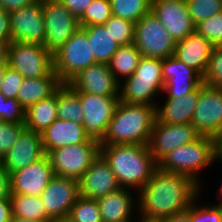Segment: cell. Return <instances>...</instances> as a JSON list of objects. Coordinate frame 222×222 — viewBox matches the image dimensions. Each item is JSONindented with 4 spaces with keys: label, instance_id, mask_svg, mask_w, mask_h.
<instances>
[{
    "label": "cell",
    "instance_id": "obj_1",
    "mask_svg": "<svg viewBox=\"0 0 222 222\" xmlns=\"http://www.w3.org/2000/svg\"><path fill=\"white\" fill-rule=\"evenodd\" d=\"M200 186L183 174L164 172L158 168L139 190L134 202L142 222H156L187 210L199 195ZM140 203V204H139Z\"/></svg>",
    "mask_w": 222,
    "mask_h": 222
},
{
    "label": "cell",
    "instance_id": "obj_2",
    "mask_svg": "<svg viewBox=\"0 0 222 222\" xmlns=\"http://www.w3.org/2000/svg\"><path fill=\"white\" fill-rule=\"evenodd\" d=\"M100 154L108 162L121 187L139 191L157 169L148 145H100Z\"/></svg>",
    "mask_w": 222,
    "mask_h": 222
},
{
    "label": "cell",
    "instance_id": "obj_3",
    "mask_svg": "<svg viewBox=\"0 0 222 222\" xmlns=\"http://www.w3.org/2000/svg\"><path fill=\"white\" fill-rule=\"evenodd\" d=\"M156 106L128 104L119 101L100 145H148L154 122Z\"/></svg>",
    "mask_w": 222,
    "mask_h": 222
},
{
    "label": "cell",
    "instance_id": "obj_4",
    "mask_svg": "<svg viewBox=\"0 0 222 222\" xmlns=\"http://www.w3.org/2000/svg\"><path fill=\"white\" fill-rule=\"evenodd\" d=\"M214 161V138L201 136L196 141L167 153L157 162V168L164 172L187 175L201 186L199 171Z\"/></svg>",
    "mask_w": 222,
    "mask_h": 222
},
{
    "label": "cell",
    "instance_id": "obj_5",
    "mask_svg": "<svg viewBox=\"0 0 222 222\" xmlns=\"http://www.w3.org/2000/svg\"><path fill=\"white\" fill-rule=\"evenodd\" d=\"M163 59L142 57L134 73L119 86V99L128 104L155 105L154 95L163 92ZM154 102V103H153Z\"/></svg>",
    "mask_w": 222,
    "mask_h": 222
},
{
    "label": "cell",
    "instance_id": "obj_6",
    "mask_svg": "<svg viewBox=\"0 0 222 222\" xmlns=\"http://www.w3.org/2000/svg\"><path fill=\"white\" fill-rule=\"evenodd\" d=\"M54 72L62 83H68L81 70L96 63L87 34L80 28L53 53Z\"/></svg>",
    "mask_w": 222,
    "mask_h": 222
},
{
    "label": "cell",
    "instance_id": "obj_7",
    "mask_svg": "<svg viewBox=\"0 0 222 222\" xmlns=\"http://www.w3.org/2000/svg\"><path fill=\"white\" fill-rule=\"evenodd\" d=\"M99 154V141L90 137L85 143L51 150L46 155L54 175L78 180Z\"/></svg>",
    "mask_w": 222,
    "mask_h": 222
},
{
    "label": "cell",
    "instance_id": "obj_8",
    "mask_svg": "<svg viewBox=\"0 0 222 222\" xmlns=\"http://www.w3.org/2000/svg\"><path fill=\"white\" fill-rule=\"evenodd\" d=\"M7 63L24 78L34 79L54 73L53 53L40 44L11 42Z\"/></svg>",
    "mask_w": 222,
    "mask_h": 222
},
{
    "label": "cell",
    "instance_id": "obj_9",
    "mask_svg": "<svg viewBox=\"0 0 222 222\" xmlns=\"http://www.w3.org/2000/svg\"><path fill=\"white\" fill-rule=\"evenodd\" d=\"M135 47L142 57L165 59L174 55L176 42L150 11L135 23Z\"/></svg>",
    "mask_w": 222,
    "mask_h": 222
},
{
    "label": "cell",
    "instance_id": "obj_10",
    "mask_svg": "<svg viewBox=\"0 0 222 222\" xmlns=\"http://www.w3.org/2000/svg\"><path fill=\"white\" fill-rule=\"evenodd\" d=\"M44 47L54 53L80 29L79 20L59 0H42Z\"/></svg>",
    "mask_w": 222,
    "mask_h": 222
},
{
    "label": "cell",
    "instance_id": "obj_11",
    "mask_svg": "<svg viewBox=\"0 0 222 222\" xmlns=\"http://www.w3.org/2000/svg\"><path fill=\"white\" fill-rule=\"evenodd\" d=\"M191 124L201 136L215 138L222 131V88L200 85Z\"/></svg>",
    "mask_w": 222,
    "mask_h": 222
},
{
    "label": "cell",
    "instance_id": "obj_12",
    "mask_svg": "<svg viewBox=\"0 0 222 222\" xmlns=\"http://www.w3.org/2000/svg\"><path fill=\"white\" fill-rule=\"evenodd\" d=\"M201 135L192 124H166L154 122L148 148L154 160L158 162L167 153L185 144L199 139Z\"/></svg>",
    "mask_w": 222,
    "mask_h": 222
},
{
    "label": "cell",
    "instance_id": "obj_13",
    "mask_svg": "<svg viewBox=\"0 0 222 222\" xmlns=\"http://www.w3.org/2000/svg\"><path fill=\"white\" fill-rule=\"evenodd\" d=\"M119 101V97L80 93V104L84 114L82 125L91 138L98 141L103 138Z\"/></svg>",
    "mask_w": 222,
    "mask_h": 222
},
{
    "label": "cell",
    "instance_id": "obj_14",
    "mask_svg": "<svg viewBox=\"0 0 222 222\" xmlns=\"http://www.w3.org/2000/svg\"><path fill=\"white\" fill-rule=\"evenodd\" d=\"M10 28L12 42L44 45L46 28L42 0L10 12Z\"/></svg>",
    "mask_w": 222,
    "mask_h": 222
},
{
    "label": "cell",
    "instance_id": "obj_15",
    "mask_svg": "<svg viewBox=\"0 0 222 222\" xmlns=\"http://www.w3.org/2000/svg\"><path fill=\"white\" fill-rule=\"evenodd\" d=\"M79 196L78 180L56 175L40 194L45 212L51 220L68 217Z\"/></svg>",
    "mask_w": 222,
    "mask_h": 222
},
{
    "label": "cell",
    "instance_id": "obj_16",
    "mask_svg": "<svg viewBox=\"0 0 222 222\" xmlns=\"http://www.w3.org/2000/svg\"><path fill=\"white\" fill-rule=\"evenodd\" d=\"M151 12L177 43L195 32L185 1L152 0Z\"/></svg>",
    "mask_w": 222,
    "mask_h": 222
},
{
    "label": "cell",
    "instance_id": "obj_17",
    "mask_svg": "<svg viewBox=\"0 0 222 222\" xmlns=\"http://www.w3.org/2000/svg\"><path fill=\"white\" fill-rule=\"evenodd\" d=\"M68 84L77 92L106 97H119L120 83L108 64L95 63L81 70Z\"/></svg>",
    "mask_w": 222,
    "mask_h": 222
},
{
    "label": "cell",
    "instance_id": "obj_18",
    "mask_svg": "<svg viewBox=\"0 0 222 222\" xmlns=\"http://www.w3.org/2000/svg\"><path fill=\"white\" fill-rule=\"evenodd\" d=\"M162 78L165 82L163 93L167 98L184 97L202 83V76L174 56L163 59Z\"/></svg>",
    "mask_w": 222,
    "mask_h": 222
},
{
    "label": "cell",
    "instance_id": "obj_19",
    "mask_svg": "<svg viewBox=\"0 0 222 222\" xmlns=\"http://www.w3.org/2000/svg\"><path fill=\"white\" fill-rule=\"evenodd\" d=\"M78 187L80 196L98 200L121 186L108 162L99 154L78 179Z\"/></svg>",
    "mask_w": 222,
    "mask_h": 222
},
{
    "label": "cell",
    "instance_id": "obj_20",
    "mask_svg": "<svg viewBox=\"0 0 222 222\" xmlns=\"http://www.w3.org/2000/svg\"><path fill=\"white\" fill-rule=\"evenodd\" d=\"M54 176L49 158L45 155L10 175L11 194L39 196Z\"/></svg>",
    "mask_w": 222,
    "mask_h": 222
},
{
    "label": "cell",
    "instance_id": "obj_21",
    "mask_svg": "<svg viewBox=\"0 0 222 222\" xmlns=\"http://www.w3.org/2000/svg\"><path fill=\"white\" fill-rule=\"evenodd\" d=\"M42 134L25 129L18 141L0 161L3 168L11 175L14 171L23 169L45 156Z\"/></svg>",
    "mask_w": 222,
    "mask_h": 222
},
{
    "label": "cell",
    "instance_id": "obj_22",
    "mask_svg": "<svg viewBox=\"0 0 222 222\" xmlns=\"http://www.w3.org/2000/svg\"><path fill=\"white\" fill-rule=\"evenodd\" d=\"M213 49L214 46L195 31L176 43L173 56L203 77Z\"/></svg>",
    "mask_w": 222,
    "mask_h": 222
},
{
    "label": "cell",
    "instance_id": "obj_23",
    "mask_svg": "<svg viewBox=\"0 0 222 222\" xmlns=\"http://www.w3.org/2000/svg\"><path fill=\"white\" fill-rule=\"evenodd\" d=\"M89 138L82 124L59 118L42 133L45 154L65 146L85 143Z\"/></svg>",
    "mask_w": 222,
    "mask_h": 222
},
{
    "label": "cell",
    "instance_id": "obj_24",
    "mask_svg": "<svg viewBox=\"0 0 222 222\" xmlns=\"http://www.w3.org/2000/svg\"><path fill=\"white\" fill-rule=\"evenodd\" d=\"M199 96L200 86L184 97L167 98L164 105L156 106V119L166 124H191Z\"/></svg>",
    "mask_w": 222,
    "mask_h": 222
},
{
    "label": "cell",
    "instance_id": "obj_25",
    "mask_svg": "<svg viewBox=\"0 0 222 222\" xmlns=\"http://www.w3.org/2000/svg\"><path fill=\"white\" fill-rule=\"evenodd\" d=\"M129 188L120 187L97 200L103 222L130 221L135 211L134 197ZM134 208V210H133Z\"/></svg>",
    "mask_w": 222,
    "mask_h": 222
},
{
    "label": "cell",
    "instance_id": "obj_26",
    "mask_svg": "<svg viewBox=\"0 0 222 222\" xmlns=\"http://www.w3.org/2000/svg\"><path fill=\"white\" fill-rule=\"evenodd\" d=\"M62 84L55 72L40 78H24L17 93V100L26 110L53 95Z\"/></svg>",
    "mask_w": 222,
    "mask_h": 222
},
{
    "label": "cell",
    "instance_id": "obj_27",
    "mask_svg": "<svg viewBox=\"0 0 222 222\" xmlns=\"http://www.w3.org/2000/svg\"><path fill=\"white\" fill-rule=\"evenodd\" d=\"M57 119V91L25 110L26 129L43 133Z\"/></svg>",
    "mask_w": 222,
    "mask_h": 222
},
{
    "label": "cell",
    "instance_id": "obj_28",
    "mask_svg": "<svg viewBox=\"0 0 222 222\" xmlns=\"http://www.w3.org/2000/svg\"><path fill=\"white\" fill-rule=\"evenodd\" d=\"M80 28L87 34L96 63L108 64L119 48L109 30H106L103 25H90Z\"/></svg>",
    "mask_w": 222,
    "mask_h": 222
},
{
    "label": "cell",
    "instance_id": "obj_29",
    "mask_svg": "<svg viewBox=\"0 0 222 222\" xmlns=\"http://www.w3.org/2000/svg\"><path fill=\"white\" fill-rule=\"evenodd\" d=\"M57 118L83 124L80 92L75 91L68 83H63L57 89Z\"/></svg>",
    "mask_w": 222,
    "mask_h": 222
},
{
    "label": "cell",
    "instance_id": "obj_30",
    "mask_svg": "<svg viewBox=\"0 0 222 222\" xmlns=\"http://www.w3.org/2000/svg\"><path fill=\"white\" fill-rule=\"evenodd\" d=\"M142 55L134 43L119 46L108 63L110 71L116 80L120 82L119 75L124 79L130 77L136 70Z\"/></svg>",
    "mask_w": 222,
    "mask_h": 222
},
{
    "label": "cell",
    "instance_id": "obj_31",
    "mask_svg": "<svg viewBox=\"0 0 222 222\" xmlns=\"http://www.w3.org/2000/svg\"><path fill=\"white\" fill-rule=\"evenodd\" d=\"M12 217L32 219L36 221H51L39 196L11 194Z\"/></svg>",
    "mask_w": 222,
    "mask_h": 222
},
{
    "label": "cell",
    "instance_id": "obj_32",
    "mask_svg": "<svg viewBox=\"0 0 222 222\" xmlns=\"http://www.w3.org/2000/svg\"><path fill=\"white\" fill-rule=\"evenodd\" d=\"M112 15L138 22L151 11L152 0H110Z\"/></svg>",
    "mask_w": 222,
    "mask_h": 222
},
{
    "label": "cell",
    "instance_id": "obj_33",
    "mask_svg": "<svg viewBox=\"0 0 222 222\" xmlns=\"http://www.w3.org/2000/svg\"><path fill=\"white\" fill-rule=\"evenodd\" d=\"M68 218L72 222H103L97 200L79 196Z\"/></svg>",
    "mask_w": 222,
    "mask_h": 222
},
{
    "label": "cell",
    "instance_id": "obj_34",
    "mask_svg": "<svg viewBox=\"0 0 222 222\" xmlns=\"http://www.w3.org/2000/svg\"><path fill=\"white\" fill-rule=\"evenodd\" d=\"M111 16L110 0H92L90 6L78 20L80 27L104 25Z\"/></svg>",
    "mask_w": 222,
    "mask_h": 222
},
{
    "label": "cell",
    "instance_id": "obj_35",
    "mask_svg": "<svg viewBox=\"0 0 222 222\" xmlns=\"http://www.w3.org/2000/svg\"><path fill=\"white\" fill-rule=\"evenodd\" d=\"M194 25L222 12V0H186Z\"/></svg>",
    "mask_w": 222,
    "mask_h": 222
},
{
    "label": "cell",
    "instance_id": "obj_36",
    "mask_svg": "<svg viewBox=\"0 0 222 222\" xmlns=\"http://www.w3.org/2000/svg\"><path fill=\"white\" fill-rule=\"evenodd\" d=\"M103 26L119 46L133 43L135 23L112 15Z\"/></svg>",
    "mask_w": 222,
    "mask_h": 222
},
{
    "label": "cell",
    "instance_id": "obj_37",
    "mask_svg": "<svg viewBox=\"0 0 222 222\" xmlns=\"http://www.w3.org/2000/svg\"><path fill=\"white\" fill-rule=\"evenodd\" d=\"M195 31L214 47L222 46V12L198 23L195 26Z\"/></svg>",
    "mask_w": 222,
    "mask_h": 222
},
{
    "label": "cell",
    "instance_id": "obj_38",
    "mask_svg": "<svg viewBox=\"0 0 222 222\" xmlns=\"http://www.w3.org/2000/svg\"><path fill=\"white\" fill-rule=\"evenodd\" d=\"M198 197L192 201V204L187 208L189 212V222H222V205L212 204L208 206H198L196 203Z\"/></svg>",
    "mask_w": 222,
    "mask_h": 222
},
{
    "label": "cell",
    "instance_id": "obj_39",
    "mask_svg": "<svg viewBox=\"0 0 222 222\" xmlns=\"http://www.w3.org/2000/svg\"><path fill=\"white\" fill-rule=\"evenodd\" d=\"M202 80L204 84L222 88V46L214 47Z\"/></svg>",
    "mask_w": 222,
    "mask_h": 222
},
{
    "label": "cell",
    "instance_id": "obj_40",
    "mask_svg": "<svg viewBox=\"0 0 222 222\" xmlns=\"http://www.w3.org/2000/svg\"><path fill=\"white\" fill-rule=\"evenodd\" d=\"M0 120L7 123L24 124L25 109L15 98H6L0 93Z\"/></svg>",
    "mask_w": 222,
    "mask_h": 222
},
{
    "label": "cell",
    "instance_id": "obj_41",
    "mask_svg": "<svg viewBox=\"0 0 222 222\" xmlns=\"http://www.w3.org/2000/svg\"><path fill=\"white\" fill-rule=\"evenodd\" d=\"M25 129L24 124L7 123L0 120V161L18 141L20 134Z\"/></svg>",
    "mask_w": 222,
    "mask_h": 222
},
{
    "label": "cell",
    "instance_id": "obj_42",
    "mask_svg": "<svg viewBox=\"0 0 222 222\" xmlns=\"http://www.w3.org/2000/svg\"><path fill=\"white\" fill-rule=\"evenodd\" d=\"M23 79L24 77L19 72L8 66L4 74L2 86L0 87V93L6 98L17 99V93Z\"/></svg>",
    "mask_w": 222,
    "mask_h": 222
},
{
    "label": "cell",
    "instance_id": "obj_43",
    "mask_svg": "<svg viewBox=\"0 0 222 222\" xmlns=\"http://www.w3.org/2000/svg\"><path fill=\"white\" fill-rule=\"evenodd\" d=\"M0 41L10 44L11 28H10V13L0 7Z\"/></svg>",
    "mask_w": 222,
    "mask_h": 222
},
{
    "label": "cell",
    "instance_id": "obj_44",
    "mask_svg": "<svg viewBox=\"0 0 222 222\" xmlns=\"http://www.w3.org/2000/svg\"><path fill=\"white\" fill-rule=\"evenodd\" d=\"M69 11L79 19L85 10L90 6L92 0H59Z\"/></svg>",
    "mask_w": 222,
    "mask_h": 222
},
{
    "label": "cell",
    "instance_id": "obj_45",
    "mask_svg": "<svg viewBox=\"0 0 222 222\" xmlns=\"http://www.w3.org/2000/svg\"><path fill=\"white\" fill-rule=\"evenodd\" d=\"M11 195L10 174L0 162V199H7Z\"/></svg>",
    "mask_w": 222,
    "mask_h": 222
},
{
    "label": "cell",
    "instance_id": "obj_46",
    "mask_svg": "<svg viewBox=\"0 0 222 222\" xmlns=\"http://www.w3.org/2000/svg\"><path fill=\"white\" fill-rule=\"evenodd\" d=\"M37 0H0V7L7 12L22 9L33 4Z\"/></svg>",
    "mask_w": 222,
    "mask_h": 222
},
{
    "label": "cell",
    "instance_id": "obj_47",
    "mask_svg": "<svg viewBox=\"0 0 222 222\" xmlns=\"http://www.w3.org/2000/svg\"><path fill=\"white\" fill-rule=\"evenodd\" d=\"M12 219V209L10 197L0 199V222H10Z\"/></svg>",
    "mask_w": 222,
    "mask_h": 222
},
{
    "label": "cell",
    "instance_id": "obj_48",
    "mask_svg": "<svg viewBox=\"0 0 222 222\" xmlns=\"http://www.w3.org/2000/svg\"><path fill=\"white\" fill-rule=\"evenodd\" d=\"M156 222H189V212L187 210L162 218Z\"/></svg>",
    "mask_w": 222,
    "mask_h": 222
},
{
    "label": "cell",
    "instance_id": "obj_49",
    "mask_svg": "<svg viewBox=\"0 0 222 222\" xmlns=\"http://www.w3.org/2000/svg\"><path fill=\"white\" fill-rule=\"evenodd\" d=\"M215 161H222V131L214 138Z\"/></svg>",
    "mask_w": 222,
    "mask_h": 222
},
{
    "label": "cell",
    "instance_id": "obj_50",
    "mask_svg": "<svg viewBox=\"0 0 222 222\" xmlns=\"http://www.w3.org/2000/svg\"><path fill=\"white\" fill-rule=\"evenodd\" d=\"M8 46V43L0 41V64L7 63Z\"/></svg>",
    "mask_w": 222,
    "mask_h": 222
},
{
    "label": "cell",
    "instance_id": "obj_51",
    "mask_svg": "<svg viewBox=\"0 0 222 222\" xmlns=\"http://www.w3.org/2000/svg\"><path fill=\"white\" fill-rule=\"evenodd\" d=\"M7 67H8V63H1L0 64V87L2 86V82L4 80V74H5Z\"/></svg>",
    "mask_w": 222,
    "mask_h": 222
},
{
    "label": "cell",
    "instance_id": "obj_52",
    "mask_svg": "<svg viewBox=\"0 0 222 222\" xmlns=\"http://www.w3.org/2000/svg\"><path fill=\"white\" fill-rule=\"evenodd\" d=\"M10 222H51V221H36L32 219H23L19 217H12Z\"/></svg>",
    "mask_w": 222,
    "mask_h": 222
},
{
    "label": "cell",
    "instance_id": "obj_53",
    "mask_svg": "<svg viewBox=\"0 0 222 222\" xmlns=\"http://www.w3.org/2000/svg\"><path fill=\"white\" fill-rule=\"evenodd\" d=\"M51 222H72V221L68 217H66V218L54 219L51 220Z\"/></svg>",
    "mask_w": 222,
    "mask_h": 222
},
{
    "label": "cell",
    "instance_id": "obj_54",
    "mask_svg": "<svg viewBox=\"0 0 222 222\" xmlns=\"http://www.w3.org/2000/svg\"><path fill=\"white\" fill-rule=\"evenodd\" d=\"M220 193H222V186H221V188H220ZM220 197H222V194H221ZM220 200H221V202H219V204H222V199L220 198L219 201H220Z\"/></svg>",
    "mask_w": 222,
    "mask_h": 222
},
{
    "label": "cell",
    "instance_id": "obj_55",
    "mask_svg": "<svg viewBox=\"0 0 222 222\" xmlns=\"http://www.w3.org/2000/svg\"><path fill=\"white\" fill-rule=\"evenodd\" d=\"M124 222H132V220H130V221H124ZM134 222V221H133ZM136 222V221H135ZM138 222H142L140 219H139V221Z\"/></svg>",
    "mask_w": 222,
    "mask_h": 222
}]
</instances>
